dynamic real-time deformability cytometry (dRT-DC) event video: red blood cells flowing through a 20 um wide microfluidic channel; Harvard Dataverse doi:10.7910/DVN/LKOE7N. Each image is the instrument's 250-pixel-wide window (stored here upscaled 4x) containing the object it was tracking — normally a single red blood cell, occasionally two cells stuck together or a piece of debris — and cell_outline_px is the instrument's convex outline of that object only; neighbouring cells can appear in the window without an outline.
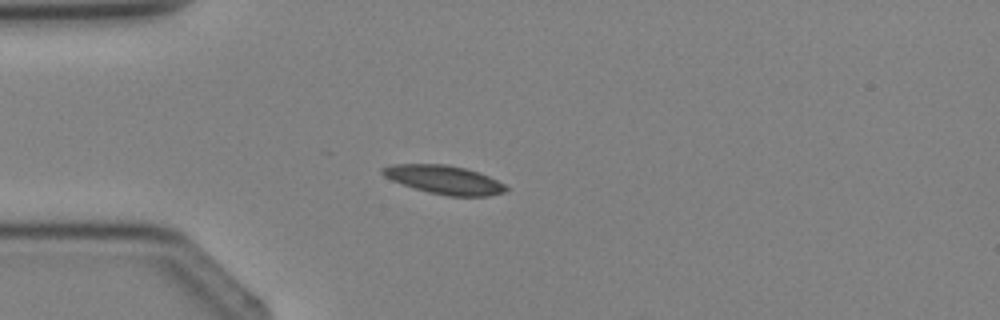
{"species": "Egyptian fruit bat (a non-hibernating species)", "species_latin": "Rousettus aegyptiacus", "temperature_condition": "cold", "stored_images_in_passage": 3, "camera_frame_rate_fps": 3000, "um_per_image_px": 0.085, "animal": {"sex": "female"}, "frame": {"image": 1, "passage_image": 3, "time_ms": 2.333, "image_size_px": [1000, 320], "cell_outline_px": [[508, 188], [504, 192], [488, 196], [448, 196], [428, 192], [392, 180], [384, 176], [380, 172], [380, 168], [392, 164], [444, 164], [464, 168], [488, 176], [504, 184]], "centroid_in_image_um": [37.73, 15.27], "position_along_channel_um": 47.3, "area_um2": 20.29}}